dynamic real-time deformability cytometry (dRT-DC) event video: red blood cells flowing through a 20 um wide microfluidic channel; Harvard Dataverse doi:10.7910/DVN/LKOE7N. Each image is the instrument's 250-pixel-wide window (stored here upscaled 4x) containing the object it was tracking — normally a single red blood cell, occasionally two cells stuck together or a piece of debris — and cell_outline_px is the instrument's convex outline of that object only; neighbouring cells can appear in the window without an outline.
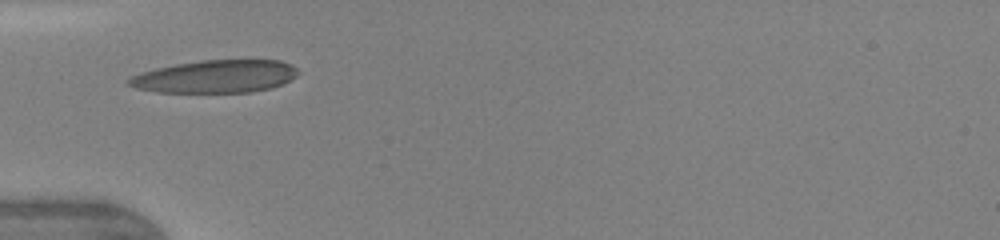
{"species": "human", "species_latin": "Homo sapiens", "temperature_condition": "warm", "stored_images_in_passage": 5, "camera_frame_rate_fps": 3000, "um_per_image_px": 0.085, "donor": {"sex": "female"}, "frame": {"image": 1, "passage_image": 1, "time_ms": 0.0, "image_size_px": [1000, 240], "cell_outline_px": [[300, 72], [296, 76], [272, 88], [252, 92], [160, 92], [136, 88], [128, 84], [124, 80], [140, 72], [156, 68], [176, 64], [200, 60], [280, 60], [292, 64]], "centroid_in_image_um": [18.31, 6.49], "position_along_channel_um": 66.7, "area_um2": 32.31}}